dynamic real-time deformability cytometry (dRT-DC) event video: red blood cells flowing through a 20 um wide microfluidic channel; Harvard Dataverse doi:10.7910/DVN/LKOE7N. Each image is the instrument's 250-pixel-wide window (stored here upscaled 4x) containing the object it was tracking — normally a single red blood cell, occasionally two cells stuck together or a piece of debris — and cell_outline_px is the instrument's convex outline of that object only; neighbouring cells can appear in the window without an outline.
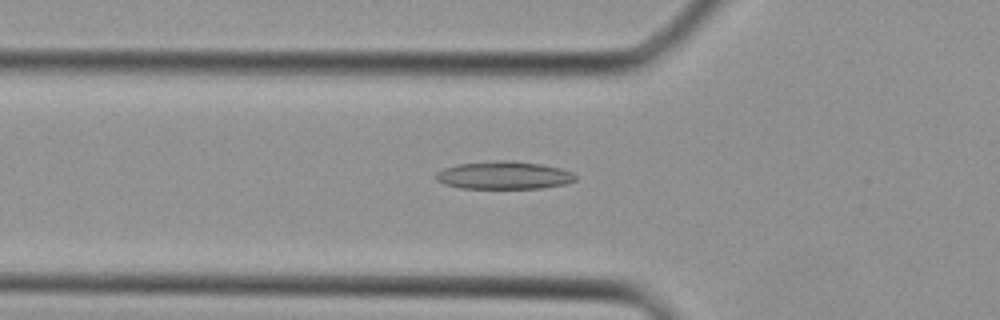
{"species": "Egyptian fruit bat (a non-hibernating species)", "species_latin": "Rousettus aegyptiacus", "temperature_condition": "cold", "stored_images_in_passage": 40, "camera_frame_rate_fps": 3000, "um_per_image_px": 0.085, "animal": {"sex": "female"}, "frame": {"image": 1, "passage_image": 14, "time_ms": 4.333, "image_size_px": [1000, 320], "cell_outline_px": [[576, 180], [564, 184], [544, 188], [460, 188], [444, 184], [436, 180], [436, 172], [444, 168], [460, 164], [504, 160], [540, 164], [560, 168], [572, 172], [576, 176]], "centroid_in_image_um": [42.83, 14.91], "position_along_channel_um": 83.0, "area_um2": 22.37}}
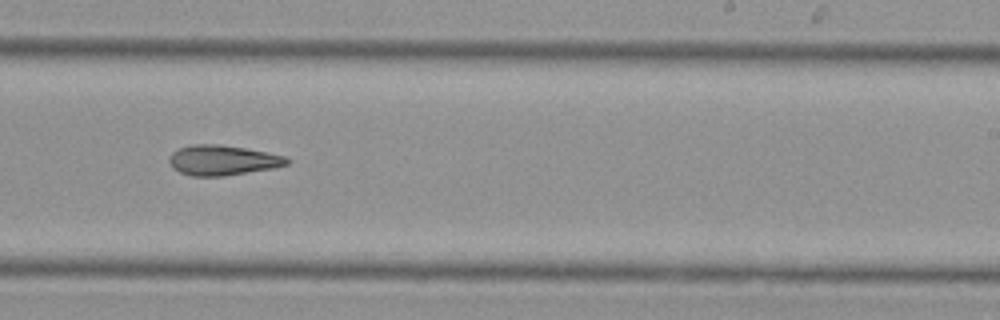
{"frame": {"image": 2, "passage_image": 25, "time_ms": 8.0, "image_size_px": [1000, 320], "cell_outline_px": [[288, 164], [272, 168], [224, 176], [192, 176], [180, 172], [172, 168], [168, 160], [172, 152], [180, 148], [192, 144], [216, 144], [244, 148], [284, 156], [288, 160]], "centroid_in_image_um": [18.86, 13.62], "position_along_channel_um": 270.1, "area_um2": 20.35}}
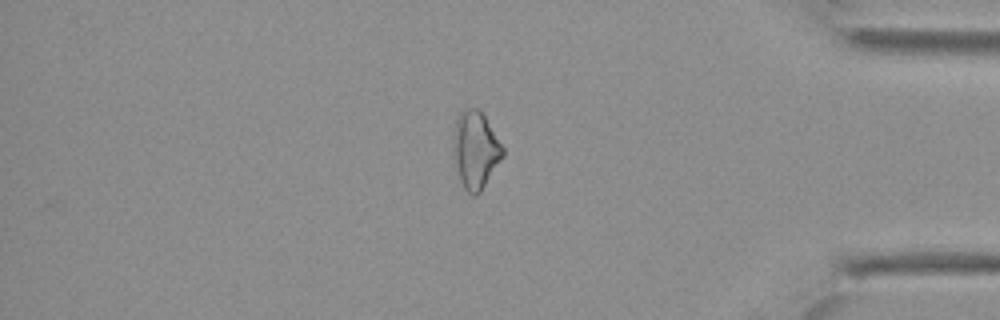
{"frame": {"image": 3, "passage_image": 34, "time_ms": 11.0, "image_size_px": [1000, 320], "cell_outline_px": [[504, 156], [480, 192], [476, 196], [472, 196], [464, 188], [460, 180], [452, 148], [456, 116], [464, 108], [476, 108], [484, 116], [504, 148]], "centroid_in_image_um": [40.41, 12.74], "position_along_channel_um": 394.8, "area_um2": 22.14}}